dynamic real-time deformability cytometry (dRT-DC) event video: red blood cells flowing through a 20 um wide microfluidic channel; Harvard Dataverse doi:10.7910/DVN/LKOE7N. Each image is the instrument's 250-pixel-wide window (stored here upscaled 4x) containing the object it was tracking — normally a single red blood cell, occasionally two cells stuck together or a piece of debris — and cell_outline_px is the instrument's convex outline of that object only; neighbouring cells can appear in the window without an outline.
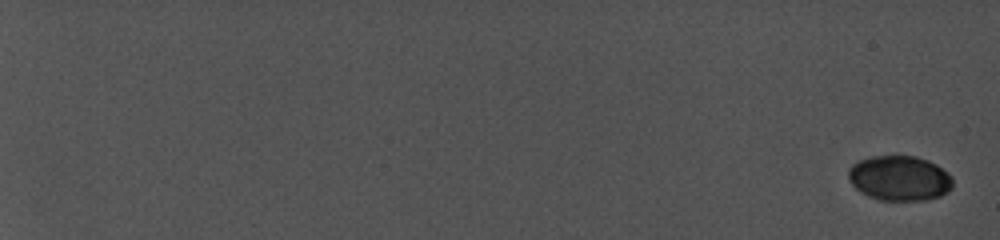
{"species": "common noctule bat (a hibernating species)", "species_latin": "Nyctalus noctula", "temperature_condition": "cold", "stored_images_in_passage": 11, "camera_frame_rate_fps": 5000, "um_per_image_px": 0.085, "animal": {"sex": "female", "body_mass_g": 19.0, "forearm_length_mm": 56.7}, "frame": {"image": 1, "passage_image": 1, "time_ms": 0.0, "image_size_px": [1000, 240], "cell_outline_px": [[952, 184], [940, 196], [924, 200], [880, 200], [860, 192], [852, 184], [848, 176], [848, 168], [852, 164], [860, 160], [872, 156], [916, 156], [928, 160], [936, 164], [952, 180]], "centroid_in_image_um": [76.4, 15.14], "position_along_channel_um": 8.6, "area_um2": 26.93}}
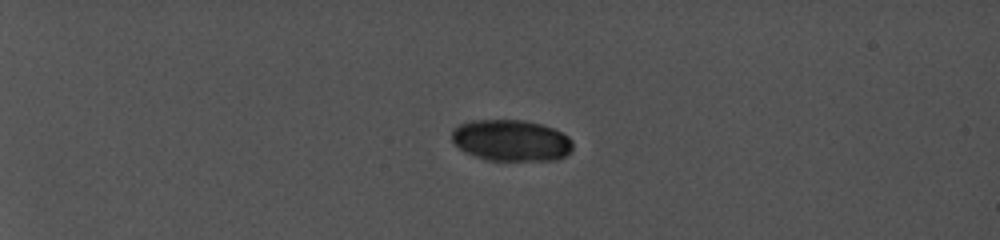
{"frame": {"image": 2, "passage_image": 8, "time_ms": 6.0, "image_size_px": [1000, 240], "cell_outline_px": [[572, 148], [564, 156], [556, 160], [488, 160], [464, 152], [452, 140], [452, 128], [460, 124], [472, 120], [524, 120], [540, 124], [552, 128], [568, 136], [572, 140]], "centroid_in_image_um": [43.43, 11.93], "position_along_channel_um": 41.6, "area_um2": 29.02}}